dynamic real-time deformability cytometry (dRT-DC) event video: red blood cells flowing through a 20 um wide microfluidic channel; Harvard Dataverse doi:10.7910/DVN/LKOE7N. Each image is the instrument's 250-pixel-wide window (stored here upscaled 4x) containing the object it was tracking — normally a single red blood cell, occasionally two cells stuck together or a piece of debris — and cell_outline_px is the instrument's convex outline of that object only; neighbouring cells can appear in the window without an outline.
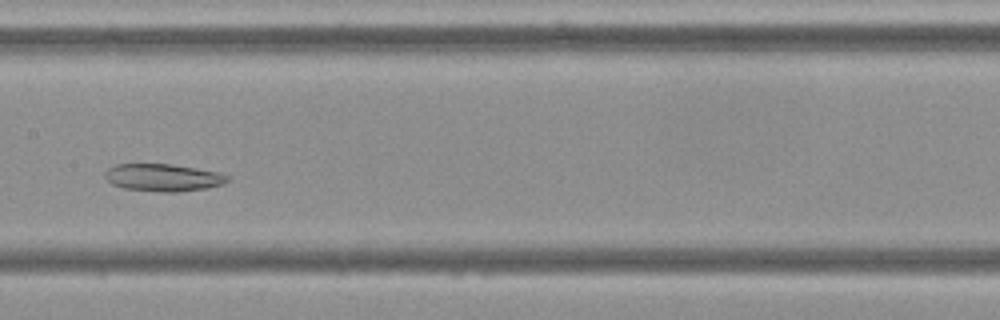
{"species": "Egyptian fruit bat (a non-hibernating species)", "species_latin": "Rousettus aegyptiacus", "temperature_condition": "cold", "stored_images_in_passage": 8, "camera_frame_rate_fps": 3000, "um_per_image_px": 0.085, "frame": {"image": 1, "passage_image": 6, "time_ms": 6.667, "image_size_px": [1000, 320], "cell_outline_px": [[228, 180], [224, 184], [208, 188], [176, 192], [164, 192], [124, 188], [112, 184], [104, 176], [104, 172], [108, 168], [116, 164], [172, 164], [220, 172], [228, 176]], "centroid_in_image_um": [13.87, 15.09], "position_along_channel_um": 193.5, "area_um2": 19.59}}
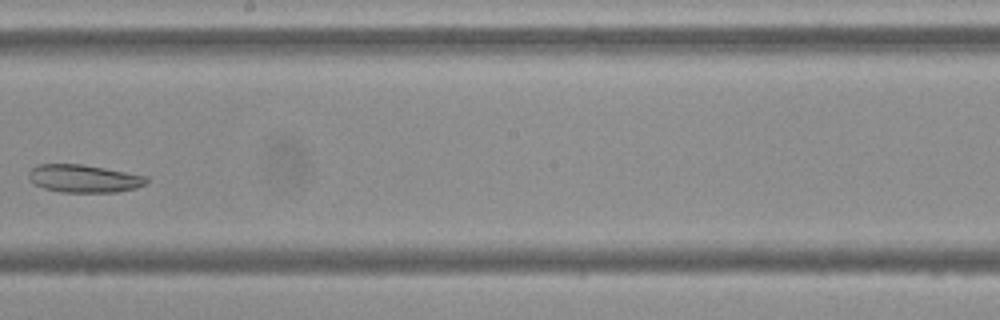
{"frame": {"image": 2, "passage_image": 7, "time_ms": 8.0, "image_size_px": [1000, 320], "cell_outline_px": [[148, 180], [144, 184], [136, 188], [116, 192], [60, 192], [44, 188], [36, 184], [28, 176], [28, 172], [36, 164], [84, 164], [148, 176]], "centroid_in_image_um": [7.14, 15.17], "position_along_channel_um": 241.1, "area_um2": 19.07}}
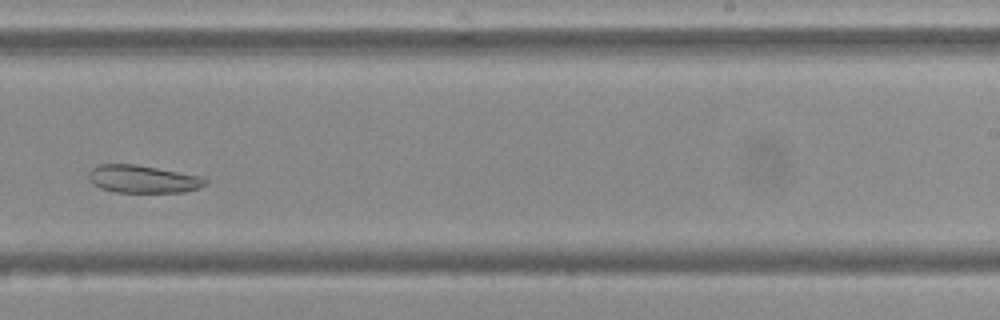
{"frame": {"image": 3, "passage_image": 8, "time_ms": 9.0, "image_size_px": [1000, 320], "cell_outline_px": [[208, 184], [200, 188], [184, 192], [116, 192], [100, 188], [92, 184], [88, 180], [88, 172], [92, 168], [100, 164], [136, 164], [200, 176], [208, 180]], "centroid_in_image_um": [12.13, 15.22], "position_along_channel_um": 276.9, "area_um2": 18.96}}